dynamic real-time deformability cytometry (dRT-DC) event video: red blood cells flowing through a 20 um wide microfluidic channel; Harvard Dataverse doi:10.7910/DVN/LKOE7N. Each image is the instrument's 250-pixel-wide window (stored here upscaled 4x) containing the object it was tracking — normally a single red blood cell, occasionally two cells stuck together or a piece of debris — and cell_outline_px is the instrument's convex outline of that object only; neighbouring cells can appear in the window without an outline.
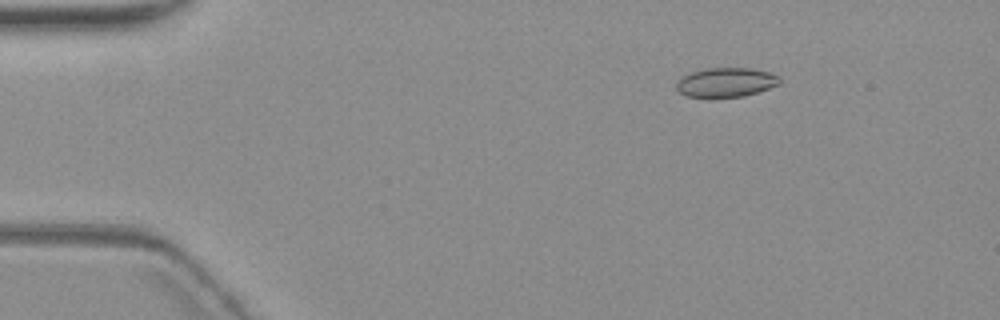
{"species": "common noctule bat (a hibernating species)", "species_latin": "Nyctalus noctula", "temperature_condition": "warm", "stored_images_in_passage": 5, "camera_frame_rate_fps": 3000, "um_per_image_px": 0.085, "animal": {"sex": "female", "body_mass_g": 19.3, "forearm_length_mm": 54.1}, "frame": {"image": 1, "passage_image": 2, "time_ms": 1.333, "image_size_px": [1000, 320], "cell_outline_px": [[780, 84], [744, 96], [688, 96], [680, 92], [676, 88], [676, 80], [680, 76], [704, 68], [752, 68], [772, 72], [780, 76]], "centroid_in_image_um": [61.72, 6.96], "position_along_channel_um": 23.3, "area_um2": 17.57}}